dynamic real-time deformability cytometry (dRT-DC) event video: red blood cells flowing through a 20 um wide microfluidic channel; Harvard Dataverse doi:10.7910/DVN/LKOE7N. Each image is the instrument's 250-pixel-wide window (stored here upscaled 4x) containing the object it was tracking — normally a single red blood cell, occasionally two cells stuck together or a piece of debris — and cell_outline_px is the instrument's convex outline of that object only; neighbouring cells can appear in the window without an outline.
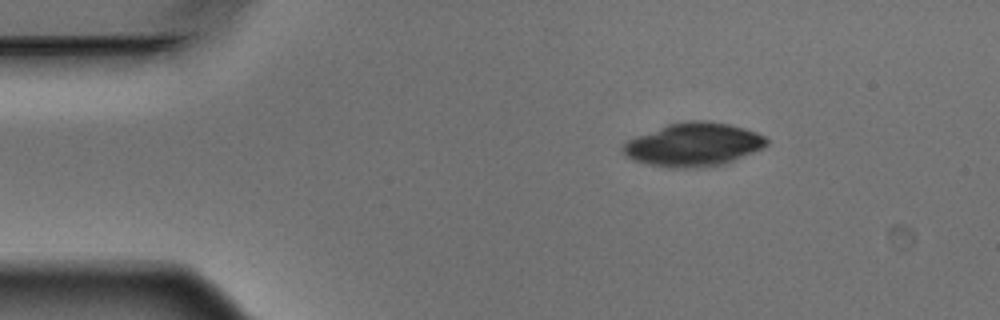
{"species": "Egyptian fruit bat (a non-hibernating species)", "species_latin": "Rousettus aegyptiacus", "temperature_condition": "warm", "stored_images_in_passage": 3, "camera_frame_rate_fps": 3000, "um_per_image_px": 0.085, "animal": {"sex": "male"}, "frame": {"image": 1, "passage_image": 1, "time_ms": 0.0, "image_size_px": [1000, 320], "cell_outline_px": [[768, 144], [764, 148], [724, 164], [708, 168], [668, 168], [648, 164], [632, 160], [624, 156], [620, 152], [620, 148], [628, 140], [636, 136], [668, 124], [688, 120], [708, 120], [728, 124], [744, 128], [756, 132], [764, 136], [768, 140]], "centroid_in_image_um": [58.92, 12.31], "position_along_channel_um": 26.1, "area_um2": 36.82}}